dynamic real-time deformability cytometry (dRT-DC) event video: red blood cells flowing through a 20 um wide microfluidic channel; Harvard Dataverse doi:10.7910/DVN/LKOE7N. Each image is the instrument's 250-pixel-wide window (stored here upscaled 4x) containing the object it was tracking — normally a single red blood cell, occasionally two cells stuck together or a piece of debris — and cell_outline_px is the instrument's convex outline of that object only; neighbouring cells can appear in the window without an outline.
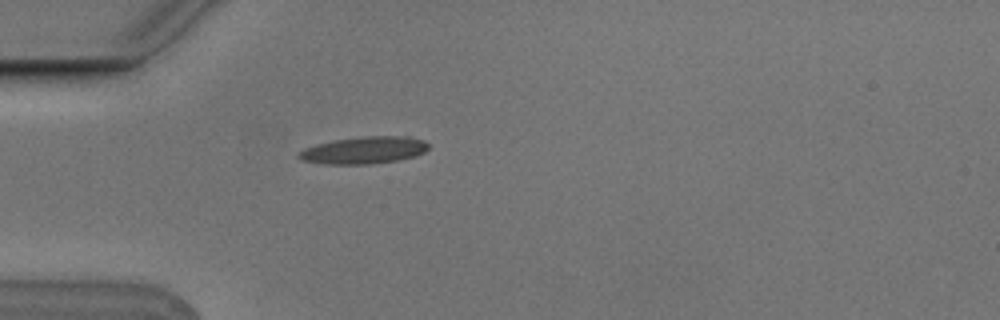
{"species": "Egyptian fruit bat (a non-hibernating species)", "species_latin": "Rousettus aegyptiacus", "temperature_condition": "cold", "stored_images_in_passage": 1, "camera_frame_rate_fps": 3000, "um_per_image_px": 0.085, "animal": {"sex": "male"}, "frame": {"image": 1, "passage_image": 1, "time_ms": 0.0, "image_size_px": [1000, 320], "cell_outline_px": [[428, 148], [424, 152], [416, 156], [396, 160], [368, 164], [324, 164], [300, 160], [296, 156], [296, 152], [304, 148], [316, 144], [336, 140], [360, 136], [408, 136], [424, 140], [428, 144]], "centroid_in_image_um": [30.9, 12.76], "position_along_channel_um": 54.1, "area_um2": 20.63}}